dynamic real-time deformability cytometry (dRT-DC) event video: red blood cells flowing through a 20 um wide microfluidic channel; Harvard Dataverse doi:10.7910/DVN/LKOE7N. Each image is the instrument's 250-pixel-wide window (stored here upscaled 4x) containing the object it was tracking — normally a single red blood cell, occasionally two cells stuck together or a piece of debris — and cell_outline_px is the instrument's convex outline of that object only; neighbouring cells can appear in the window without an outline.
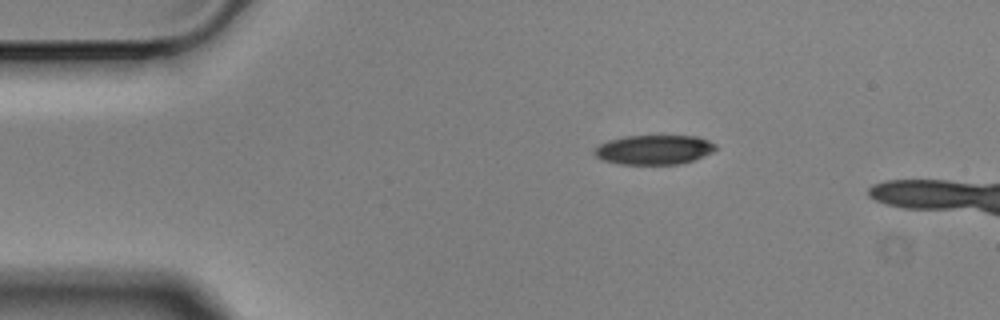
{"species": "Egyptian fruit bat (a non-hibernating species)", "species_latin": "Rousettus aegyptiacus", "temperature_condition": "cold", "stored_images_in_passage": 6, "camera_frame_rate_fps": 3000, "um_per_image_px": 0.085, "animal": {"sex": "male"}, "frame": {"image": 1, "passage_image": 1, "time_ms": 0.0, "image_size_px": [1000, 320], "cell_outline_px": [[716, 148], [712, 152], [692, 160], [680, 164], [620, 164], [604, 160], [596, 156], [592, 152], [600, 144], [608, 140], [624, 136], [696, 136], [708, 140], [716, 144]], "centroid_in_image_um": [55.58, 12.72], "position_along_channel_um": 29.4, "area_um2": 20.69}}